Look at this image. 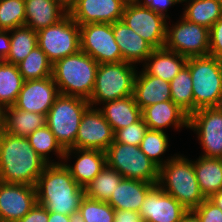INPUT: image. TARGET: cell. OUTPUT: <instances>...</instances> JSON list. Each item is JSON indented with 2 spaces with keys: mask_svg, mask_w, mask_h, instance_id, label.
I'll list each match as a JSON object with an SVG mask.
<instances>
[{
  "mask_svg": "<svg viewBox=\"0 0 222 222\" xmlns=\"http://www.w3.org/2000/svg\"><path fill=\"white\" fill-rule=\"evenodd\" d=\"M209 55L222 62V17L209 29Z\"/></svg>",
  "mask_w": 222,
  "mask_h": 222,
  "instance_id": "cell-41",
  "label": "cell"
},
{
  "mask_svg": "<svg viewBox=\"0 0 222 222\" xmlns=\"http://www.w3.org/2000/svg\"><path fill=\"white\" fill-rule=\"evenodd\" d=\"M125 0H79L70 16L80 26L88 23H110L121 20Z\"/></svg>",
  "mask_w": 222,
  "mask_h": 222,
  "instance_id": "cell-18",
  "label": "cell"
},
{
  "mask_svg": "<svg viewBox=\"0 0 222 222\" xmlns=\"http://www.w3.org/2000/svg\"><path fill=\"white\" fill-rule=\"evenodd\" d=\"M189 129L198 135L203 157L222 158V106L203 107L189 116Z\"/></svg>",
  "mask_w": 222,
  "mask_h": 222,
  "instance_id": "cell-12",
  "label": "cell"
},
{
  "mask_svg": "<svg viewBox=\"0 0 222 222\" xmlns=\"http://www.w3.org/2000/svg\"><path fill=\"white\" fill-rule=\"evenodd\" d=\"M72 216L60 214L57 212H49L48 222H71Z\"/></svg>",
  "mask_w": 222,
  "mask_h": 222,
  "instance_id": "cell-47",
  "label": "cell"
},
{
  "mask_svg": "<svg viewBox=\"0 0 222 222\" xmlns=\"http://www.w3.org/2000/svg\"><path fill=\"white\" fill-rule=\"evenodd\" d=\"M47 165L27 137L0 132V181L35 186Z\"/></svg>",
  "mask_w": 222,
  "mask_h": 222,
  "instance_id": "cell-2",
  "label": "cell"
},
{
  "mask_svg": "<svg viewBox=\"0 0 222 222\" xmlns=\"http://www.w3.org/2000/svg\"><path fill=\"white\" fill-rule=\"evenodd\" d=\"M44 125H46V116L43 114L26 112L14 106L5 108L3 131L10 135L28 137Z\"/></svg>",
  "mask_w": 222,
  "mask_h": 222,
  "instance_id": "cell-28",
  "label": "cell"
},
{
  "mask_svg": "<svg viewBox=\"0 0 222 222\" xmlns=\"http://www.w3.org/2000/svg\"><path fill=\"white\" fill-rule=\"evenodd\" d=\"M59 94L58 87L52 76L43 79L26 80L14 107L46 116Z\"/></svg>",
  "mask_w": 222,
  "mask_h": 222,
  "instance_id": "cell-16",
  "label": "cell"
},
{
  "mask_svg": "<svg viewBox=\"0 0 222 222\" xmlns=\"http://www.w3.org/2000/svg\"><path fill=\"white\" fill-rule=\"evenodd\" d=\"M72 153H76L75 155L78 157L71 166L65 162L70 155L72 156ZM63 161L65 162L61 160V163L69 170L77 184L85 188L106 165V154L101 150L69 148L65 150Z\"/></svg>",
  "mask_w": 222,
  "mask_h": 222,
  "instance_id": "cell-19",
  "label": "cell"
},
{
  "mask_svg": "<svg viewBox=\"0 0 222 222\" xmlns=\"http://www.w3.org/2000/svg\"><path fill=\"white\" fill-rule=\"evenodd\" d=\"M37 44L54 64L81 50L80 27L70 14H66L57 23L37 32Z\"/></svg>",
  "mask_w": 222,
  "mask_h": 222,
  "instance_id": "cell-9",
  "label": "cell"
},
{
  "mask_svg": "<svg viewBox=\"0 0 222 222\" xmlns=\"http://www.w3.org/2000/svg\"><path fill=\"white\" fill-rule=\"evenodd\" d=\"M169 83L171 100L190 116L194 113V98L189 67L185 65Z\"/></svg>",
  "mask_w": 222,
  "mask_h": 222,
  "instance_id": "cell-34",
  "label": "cell"
},
{
  "mask_svg": "<svg viewBox=\"0 0 222 222\" xmlns=\"http://www.w3.org/2000/svg\"><path fill=\"white\" fill-rule=\"evenodd\" d=\"M136 2L141 7L148 8L165 19L169 18V15L166 13L168 8L179 3L177 0H137Z\"/></svg>",
  "mask_w": 222,
  "mask_h": 222,
  "instance_id": "cell-42",
  "label": "cell"
},
{
  "mask_svg": "<svg viewBox=\"0 0 222 222\" xmlns=\"http://www.w3.org/2000/svg\"><path fill=\"white\" fill-rule=\"evenodd\" d=\"M24 81L17 65L0 62V104L4 108L14 106Z\"/></svg>",
  "mask_w": 222,
  "mask_h": 222,
  "instance_id": "cell-30",
  "label": "cell"
},
{
  "mask_svg": "<svg viewBox=\"0 0 222 222\" xmlns=\"http://www.w3.org/2000/svg\"><path fill=\"white\" fill-rule=\"evenodd\" d=\"M133 96L143 110L147 106L171 100L170 83L142 70L136 74Z\"/></svg>",
  "mask_w": 222,
  "mask_h": 222,
  "instance_id": "cell-23",
  "label": "cell"
},
{
  "mask_svg": "<svg viewBox=\"0 0 222 222\" xmlns=\"http://www.w3.org/2000/svg\"><path fill=\"white\" fill-rule=\"evenodd\" d=\"M186 65L191 73L194 112L222 106V62L207 55L190 57Z\"/></svg>",
  "mask_w": 222,
  "mask_h": 222,
  "instance_id": "cell-5",
  "label": "cell"
},
{
  "mask_svg": "<svg viewBox=\"0 0 222 222\" xmlns=\"http://www.w3.org/2000/svg\"><path fill=\"white\" fill-rule=\"evenodd\" d=\"M55 1L67 14H70L71 11L76 7L79 0H55Z\"/></svg>",
  "mask_w": 222,
  "mask_h": 222,
  "instance_id": "cell-46",
  "label": "cell"
},
{
  "mask_svg": "<svg viewBox=\"0 0 222 222\" xmlns=\"http://www.w3.org/2000/svg\"><path fill=\"white\" fill-rule=\"evenodd\" d=\"M126 2H136L137 0H125Z\"/></svg>",
  "mask_w": 222,
  "mask_h": 222,
  "instance_id": "cell-52",
  "label": "cell"
},
{
  "mask_svg": "<svg viewBox=\"0 0 222 222\" xmlns=\"http://www.w3.org/2000/svg\"><path fill=\"white\" fill-rule=\"evenodd\" d=\"M192 212L199 218L200 222H222V210L209 199H205Z\"/></svg>",
  "mask_w": 222,
  "mask_h": 222,
  "instance_id": "cell-40",
  "label": "cell"
},
{
  "mask_svg": "<svg viewBox=\"0 0 222 222\" xmlns=\"http://www.w3.org/2000/svg\"><path fill=\"white\" fill-rule=\"evenodd\" d=\"M106 165L124 178L158 184L159 167L139 146L113 142L105 151Z\"/></svg>",
  "mask_w": 222,
  "mask_h": 222,
  "instance_id": "cell-8",
  "label": "cell"
},
{
  "mask_svg": "<svg viewBox=\"0 0 222 222\" xmlns=\"http://www.w3.org/2000/svg\"><path fill=\"white\" fill-rule=\"evenodd\" d=\"M37 46L36 31L26 26L12 29L10 30V52L5 61L17 65Z\"/></svg>",
  "mask_w": 222,
  "mask_h": 222,
  "instance_id": "cell-32",
  "label": "cell"
},
{
  "mask_svg": "<svg viewBox=\"0 0 222 222\" xmlns=\"http://www.w3.org/2000/svg\"><path fill=\"white\" fill-rule=\"evenodd\" d=\"M71 222H84L78 215L72 216Z\"/></svg>",
  "mask_w": 222,
  "mask_h": 222,
  "instance_id": "cell-51",
  "label": "cell"
},
{
  "mask_svg": "<svg viewBox=\"0 0 222 222\" xmlns=\"http://www.w3.org/2000/svg\"><path fill=\"white\" fill-rule=\"evenodd\" d=\"M66 14L55 0H25V26L36 32L57 23Z\"/></svg>",
  "mask_w": 222,
  "mask_h": 222,
  "instance_id": "cell-25",
  "label": "cell"
},
{
  "mask_svg": "<svg viewBox=\"0 0 222 222\" xmlns=\"http://www.w3.org/2000/svg\"><path fill=\"white\" fill-rule=\"evenodd\" d=\"M187 60L188 58L163 47L152 51L142 64L144 66L142 70L170 82L186 65Z\"/></svg>",
  "mask_w": 222,
  "mask_h": 222,
  "instance_id": "cell-24",
  "label": "cell"
},
{
  "mask_svg": "<svg viewBox=\"0 0 222 222\" xmlns=\"http://www.w3.org/2000/svg\"><path fill=\"white\" fill-rule=\"evenodd\" d=\"M187 211L157 184L147 193L139 214L143 222H180Z\"/></svg>",
  "mask_w": 222,
  "mask_h": 222,
  "instance_id": "cell-17",
  "label": "cell"
},
{
  "mask_svg": "<svg viewBox=\"0 0 222 222\" xmlns=\"http://www.w3.org/2000/svg\"><path fill=\"white\" fill-rule=\"evenodd\" d=\"M114 222H143L138 212L130 210H115Z\"/></svg>",
  "mask_w": 222,
  "mask_h": 222,
  "instance_id": "cell-44",
  "label": "cell"
},
{
  "mask_svg": "<svg viewBox=\"0 0 222 222\" xmlns=\"http://www.w3.org/2000/svg\"><path fill=\"white\" fill-rule=\"evenodd\" d=\"M36 203L35 186L0 181V222H18Z\"/></svg>",
  "mask_w": 222,
  "mask_h": 222,
  "instance_id": "cell-15",
  "label": "cell"
},
{
  "mask_svg": "<svg viewBox=\"0 0 222 222\" xmlns=\"http://www.w3.org/2000/svg\"><path fill=\"white\" fill-rule=\"evenodd\" d=\"M28 140L34 151L42 157L48 164H59V162L49 161L50 152H55L57 157L63 160L65 150L57 142L54 134L47 125L35 130L28 135Z\"/></svg>",
  "mask_w": 222,
  "mask_h": 222,
  "instance_id": "cell-35",
  "label": "cell"
},
{
  "mask_svg": "<svg viewBox=\"0 0 222 222\" xmlns=\"http://www.w3.org/2000/svg\"><path fill=\"white\" fill-rule=\"evenodd\" d=\"M80 49L98 64L123 61L119 45L113 35V24L88 23L80 25Z\"/></svg>",
  "mask_w": 222,
  "mask_h": 222,
  "instance_id": "cell-11",
  "label": "cell"
},
{
  "mask_svg": "<svg viewBox=\"0 0 222 222\" xmlns=\"http://www.w3.org/2000/svg\"><path fill=\"white\" fill-rule=\"evenodd\" d=\"M194 171L205 199L222 190V158L199 156L194 161Z\"/></svg>",
  "mask_w": 222,
  "mask_h": 222,
  "instance_id": "cell-27",
  "label": "cell"
},
{
  "mask_svg": "<svg viewBox=\"0 0 222 222\" xmlns=\"http://www.w3.org/2000/svg\"><path fill=\"white\" fill-rule=\"evenodd\" d=\"M17 66L25 81L51 77L53 72L52 62L39 46L35 47Z\"/></svg>",
  "mask_w": 222,
  "mask_h": 222,
  "instance_id": "cell-33",
  "label": "cell"
},
{
  "mask_svg": "<svg viewBox=\"0 0 222 222\" xmlns=\"http://www.w3.org/2000/svg\"><path fill=\"white\" fill-rule=\"evenodd\" d=\"M136 65L122 61L98 65L95 85L88 102L91 107L133 95ZM95 104V106H94Z\"/></svg>",
  "mask_w": 222,
  "mask_h": 222,
  "instance_id": "cell-6",
  "label": "cell"
},
{
  "mask_svg": "<svg viewBox=\"0 0 222 222\" xmlns=\"http://www.w3.org/2000/svg\"><path fill=\"white\" fill-rule=\"evenodd\" d=\"M142 118L151 130L165 131L164 128L170 126L174 129L189 128V115L172 100L145 107Z\"/></svg>",
  "mask_w": 222,
  "mask_h": 222,
  "instance_id": "cell-20",
  "label": "cell"
},
{
  "mask_svg": "<svg viewBox=\"0 0 222 222\" xmlns=\"http://www.w3.org/2000/svg\"><path fill=\"white\" fill-rule=\"evenodd\" d=\"M37 203L49 212L76 216L84 188L74 180L63 163L48 164L39 176L36 185Z\"/></svg>",
  "mask_w": 222,
  "mask_h": 222,
  "instance_id": "cell-1",
  "label": "cell"
},
{
  "mask_svg": "<svg viewBox=\"0 0 222 222\" xmlns=\"http://www.w3.org/2000/svg\"><path fill=\"white\" fill-rule=\"evenodd\" d=\"M77 215L84 222H114L115 209L108 202L84 196Z\"/></svg>",
  "mask_w": 222,
  "mask_h": 222,
  "instance_id": "cell-37",
  "label": "cell"
},
{
  "mask_svg": "<svg viewBox=\"0 0 222 222\" xmlns=\"http://www.w3.org/2000/svg\"><path fill=\"white\" fill-rule=\"evenodd\" d=\"M209 28L190 22L183 16L166 31L165 48L186 58L209 55Z\"/></svg>",
  "mask_w": 222,
  "mask_h": 222,
  "instance_id": "cell-10",
  "label": "cell"
},
{
  "mask_svg": "<svg viewBox=\"0 0 222 222\" xmlns=\"http://www.w3.org/2000/svg\"><path fill=\"white\" fill-rule=\"evenodd\" d=\"M179 3H183L185 2V0H177Z\"/></svg>",
  "mask_w": 222,
  "mask_h": 222,
  "instance_id": "cell-53",
  "label": "cell"
},
{
  "mask_svg": "<svg viewBox=\"0 0 222 222\" xmlns=\"http://www.w3.org/2000/svg\"><path fill=\"white\" fill-rule=\"evenodd\" d=\"M141 180L123 178L107 201L115 210L138 212L147 195L155 186Z\"/></svg>",
  "mask_w": 222,
  "mask_h": 222,
  "instance_id": "cell-22",
  "label": "cell"
},
{
  "mask_svg": "<svg viewBox=\"0 0 222 222\" xmlns=\"http://www.w3.org/2000/svg\"><path fill=\"white\" fill-rule=\"evenodd\" d=\"M49 211L36 203L34 207L18 222H48Z\"/></svg>",
  "mask_w": 222,
  "mask_h": 222,
  "instance_id": "cell-43",
  "label": "cell"
},
{
  "mask_svg": "<svg viewBox=\"0 0 222 222\" xmlns=\"http://www.w3.org/2000/svg\"><path fill=\"white\" fill-rule=\"evenodd\" d=\"M98 65L90 55L81 50L57 60L53 64L52 77L59 93L89 100Z\"/></svg>",
  "mask_w": 222,
  "mask_h": 222,
  "instance_id": "cell-3",
  "label": "cell"
},
{
  "mask_svg": "<svg viewBox=\"0 0 222 222\" xmlns=\"http://www.w3.org/2000/svg\"><path fill=\"white\" fill-rule=\"evenodd\" d=\"M113 35L119 45L123 61L132 65L144 63L154 48L128 27L124 21L113 23Z\"/></svg>",
  "mask_w": 222,
  "mask_h": 222,
  "instance_id": "cell-21",
  "label": "cell"
},
{
  "mask_svg": "<svg viewBox=\"0 0 222 222\" xmlns=\"http://www.w3.org/2000/svg\"><path fill=\"white\" fill-rule=\"evenodd\" d=\"M180 222H200V220L192 211H187Z\"/></svg>",
  "mask_w": 222,
  "mask_h": 222,
  "instance_id": "cell-49",
  "label": "cell"
},
{
  "mask_svg": "<svg viewBox=\"0 0 222 222\" xmlns=\"http://www.w3.org/2000/svg\"><path fill=\"white\" fill-rule=\"evenodd\" d=\"M123 178L115 169L105 165L100 173L84 188L85 196L107 202Z\"/></svg>",
  "mask_w": 222,
  "mask_h": 222,
  "instance_id": "cell-31",
  "label": "cell"
},
{
  "mask_svg": "<svg viewBox=\"0 0 222 222\" xmlns=\"http://www.w3.org/2000/svg\"><path fill=\"white\" fill-rule=\"evenodd\" d=\"M90 107L87 99L59 94L46 115V125L66 150L75 144L82 115Z\"/></svg>",
  "mask_w": 222,
  "mask_h": 222,
  "instance_id": "cell-7",
  "label": "cell"
},
{
  "mask_svg": "<svg viewBox=\"0 0 222 222\" xmlns=\"http://www.w3.org/2000/svg\"><path fill=\"white\" fill-rule=\"evenodd\" d=\"M158 185L174 197L188 211L196 209L204 200L194 171V161L175 154L159 168Z\"/></svg>",
  "mask_w": 222,
  "mask_h": 222,
  "instance_id": "cell-4",
  "label": "cell"
},
{
  "mask_svg": "<svg viewBox=\"0 0 222 222\" xmlns=\"http://www.w3.org/2000/svg\"><path fill=\"white\" fill-rule=\"evenodd\" d=\"M5 108L0 104V132L4 129Z\"/></svg>",
  "mask_w": 222,
  "mask_h": 222,
  "instance_id": "cell-50",
  "label": "cell"
},
{
  "mask_svg": "<svg viewBox=\"0 0 222 222\" xmlns=\"http://www.w3.org/2000/svg\"><path fill=\"white\" fill-rule=\"evenodd\" d=\"M168 141V135L165 131L148 129L139 147L160 168L172 158V156L166 160L161 158V155L169 148Z\"/></svg>",
  "mask_w": 222,
  "mask_h": 222,
  "instance_id": "cell-36",
  "label": "cell"
},
{
  "mask_svg": "<svg viewBox=\"0 0 222 222\" xmlns=\"http://www.w3.org/2000/svg\"><path fill=\"white\" fill-rule=\"evenodd\" d=\"M209 200L222 210V190L213 194Z\"/></svg>",
  "mask_w": 222,
  "mask_h": 222,
  "instance_id": "cell-48",
  "label": "cell"
},
{
  "mask_svg": "<svg viewBox=\"0 0 222 222\" xmlns=\"http://www.w3.org/2000/svg\"><path fill=\"white\" fill-rule=\"evenodd\" d=\"M102 105L104 106L98 109L111 125L113 132L137 122L142 117V109L137 105L133 95L107 101Z\"/></svg>",
  "mask_w": 222,
  "mask_h": 222,
  "instance_id": "cell-26",
  "label": "cell"
},
{
  "mask_svg": "<svg viewBox=\"0 0 222 222\" xmlns=\"http://www.w3.org/2000/svg\"><path fill=\"white\" fill-rule=\"evenodd\" d=\"M113 141L111 125L99 109L90 106L82 115L75 144L71 148L105 152Z\"/></svg>",
  "mask_w": 222,
  "mask_h": 222,
  "instance_id": "cell-14",
  "label": "cell"
},
{
  "mask_svg": "<svg viewBox=\"0 0 222 222\" xmlns=\"http://www.w3.org/2000/svg\"><path fill=\"white\" fill-rule=\"evenodd\" d=\"M185 2L187 6L182 16L190 22L210 29L222 17V6L218 0H186Z\"/></svg>",
  "mask_w": 222,
  "mask_h": 222,
  "instance_id": "cell-29",
  "label": "cell"
},
{
  "mask_svg": "<svg viewBox=\"0 0 222 222\" xmlns=\"http://www.w3.org/2000/svg\"><path fill=\"white\" fill-rule=\"evenodd\" d=\"M121 20L154 49L165 46L167 21L163 16L137 2H127Z\"/></svg>",
  "mask_w": 222,
  "mask_h": 222,
  "instance_id": "cell-13",
  "label": "cell"
},
{
  "mask_svg": "<svg viewBox=\"0 0 222 222\" xmlns=\"http://www.w3.org/2000/svg\"><path fill=\"white\" fill-rule=\"evenodd\" d=\"M10 31L0 30V62L6 60L10 52Z\"/></svg>",
  "mask_w": 222,
  "mask_h": 222,
  "instance_id": "cell-45",
  "label": "cell"
},
{
  "mask_svg": "<svg viewBox=\"0 0 222 222\" xmlns=\"http://www.w3.org/2000/svg\"><path fill=\"white\" fill-rule=\"evenodd\" d=\"M147 130V124L141 117L137 122H134L125 128L116 130L114 132L113 142L140 146Z\"/></svg>",
  "mask_w": 222,
  "mask_h": 222,
  "instance_id": "cell-39",
  "label": "cell"
},
{
  "mask_svg": "<svg viewBox=\"0 0 222 222\" xmlns=\"http://www.w3.org/2000/svg\"><path fill=\"white\" fill-rule=\"evenodd\" d=\"M25 26V0H0V30Z\"/></svg>",
  "mask_w": 222,
  "mask_h": 222,
  "instance_id": "cell-38",
  "label": "cell"
}]
</instances>
